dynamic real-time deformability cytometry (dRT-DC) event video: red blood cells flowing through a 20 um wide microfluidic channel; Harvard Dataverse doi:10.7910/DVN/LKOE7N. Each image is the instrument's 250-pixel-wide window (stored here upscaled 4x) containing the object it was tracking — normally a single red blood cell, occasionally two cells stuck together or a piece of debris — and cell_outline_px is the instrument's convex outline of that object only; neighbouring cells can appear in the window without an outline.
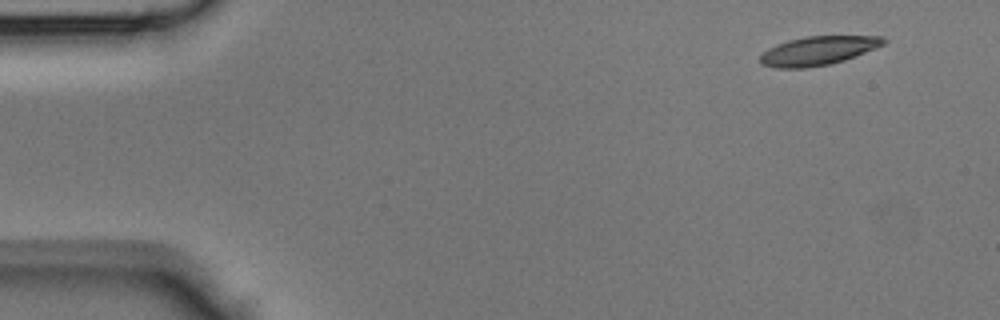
{"species": "Egyptian fruit bat (a non-hibernating species)", "species_latin": "Rousettus aegyptiacus", "temperature_condition": "room temperature", "stored_images_in_passage": 42, "camera_frame_rate_fps": 3000, "um_per_image_px": 0.085, "animal": {"sex": "male"}, "frame": {"image": 1, "passage_image": 1, "time_ms": 0.0, "image_size_px": [1000, 320], "cell_outline_px": [[888, 40], [884, 44], [876, 48], [844, 60], [832, 64], [808, 68], [776, 68], [760, 64], [760, 56], [768, 48], [776, 44], [788, 40], [804, 36], [884, 36]], "centroid_in_image_um": [69.54, 4.31], "position_along_channel_um": 15.5, "area_um2": 20.92}}
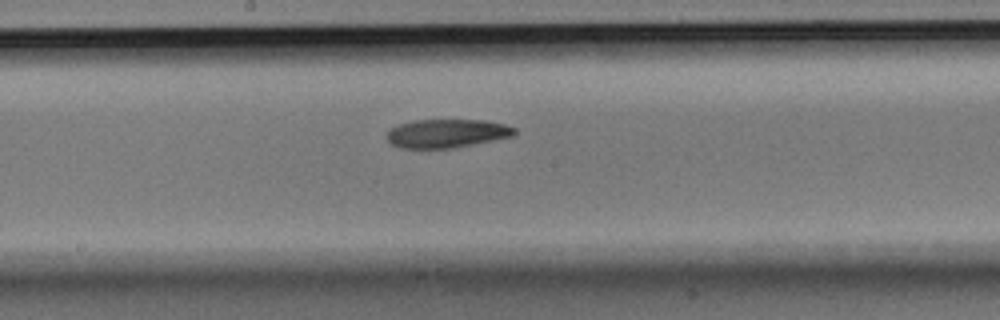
{"frame": {"image": 2, "passage_image": 21, "time_ms": 6.667, "image_size_px": [1000, 320], "cell_outline_px": [[516, 132], [512, 136], [452, 148], [400, 148], [392, 144], [388, 140], [388, 132], [392, 128], [400, 124], [416, 120], [484, 120], [504, 124], [516, 128]], "centroid_in_image_um": [37.99, 11.33], "position_along_channel_um": 210.2, "area_um2": 20.92}}
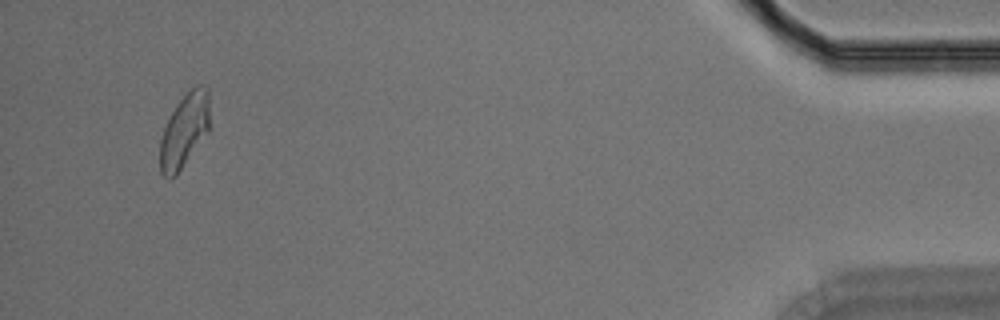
{"frame": {"image": 3, "passage_image": 40, "time_ms": 13.0, "image_size_px": [1000, 320], "cell_outline_px": [[208, 132], [176, 176], [168, 180], [160, 172], [160, 140], [164, 128], [176, 104], [196, 84], [204, 84], [208, 88]], "centroid_in_image_um": [15.66, 11.12], "position_along_channel_um": 419.5, "area_um2": 21.21}}